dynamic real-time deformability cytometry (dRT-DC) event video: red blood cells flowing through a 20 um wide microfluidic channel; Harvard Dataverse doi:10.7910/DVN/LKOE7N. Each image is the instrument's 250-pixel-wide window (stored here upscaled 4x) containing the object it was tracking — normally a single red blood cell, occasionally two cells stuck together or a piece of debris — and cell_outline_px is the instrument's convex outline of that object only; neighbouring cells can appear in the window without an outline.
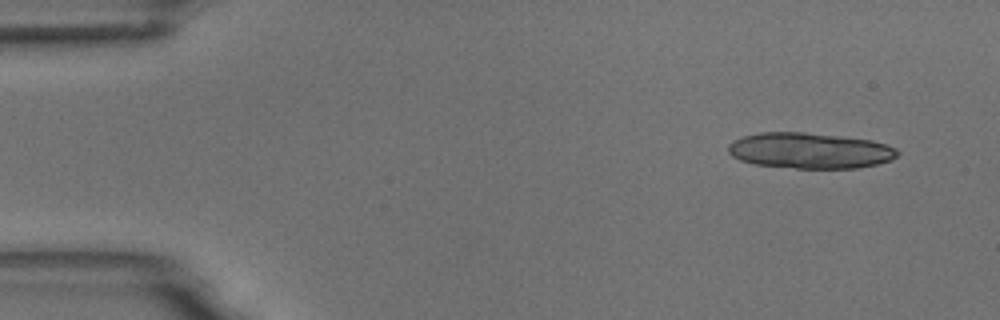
{"species": "common noctule bat (a hibernating species)", "species_latin": "Nyctalus noctula", "temperature_condition": "room temperature", "stored_images_in_passage": 9, "camera_frame_rate_fps": 3000, "um_per_image_px": 0.085, "animal": {"sex": "male", "body_mass_g": 18.8}, "frame": {"image": 1, "passage_image": 1, "time_ms": 0.0, "image_size_px": [1000, 320], "cell_outline_px": [[900, 152], [892, 160], [876, 164], [856, 168], [796, 168], [756, 164], [740, 160], [732, 156], [728, 152], [728, 144], [732, 140], [744, 136], [760, 132], [804, 132], [840, 136], [872, 140], [896, 148]], "centroid_in_image_um": [68.82, 12.79], "position_along_channel_um": 16.2, "area_um2": 35.26}}
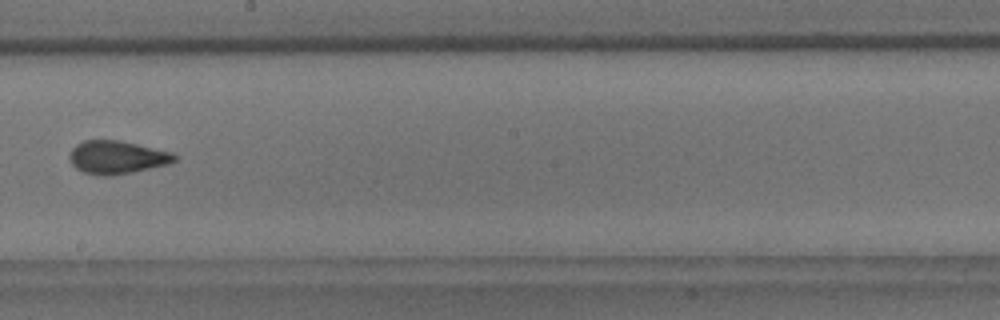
{"frame": {"image": 2, "passage_image": 9, "time_ms": 9.0, "image_size_px": [1000, 320], "cell_outline_px": [[176, 160], [168, 164], [132, 172], [112, 176], [100, 176], [84, 172], [76, 168], [72, 164], [68, 156], [72, 148], [76, 144], [84, 140], [120, 140], [172, 152], [176, 156]], "centroid_in_image_um": [9.91, 13.37], "position_along_channel_um": 238.3, "area_um2": 20.29}}